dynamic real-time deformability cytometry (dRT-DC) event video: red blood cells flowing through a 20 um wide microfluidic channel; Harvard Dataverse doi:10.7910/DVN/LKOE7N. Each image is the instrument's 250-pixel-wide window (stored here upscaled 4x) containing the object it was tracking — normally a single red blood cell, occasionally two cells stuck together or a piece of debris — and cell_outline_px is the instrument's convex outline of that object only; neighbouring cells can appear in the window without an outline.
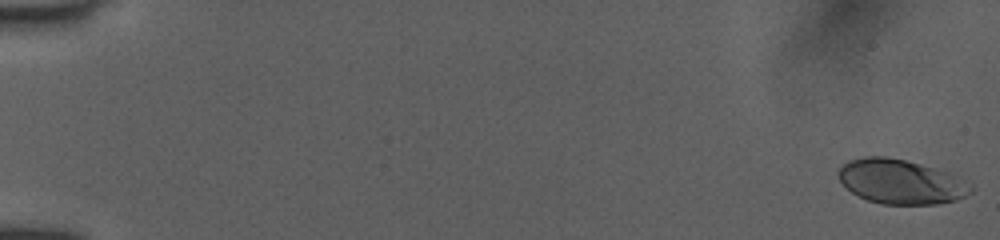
{"species": "human", "species_latin": "Homo sapiens", "temperature_condition": "room temperature", "stored_images_in_passage": 83, "camera_frame_rate_fps": 3000, "um_per_image_px": 0.085, "donor": {"sex": "female"}, "frame": {"image": 1, "passage_image": 1, "time_ms": 0.0, "image_size_px": [1000, 240], "cell_outline_px": [[976, 188], [972, 192], [956, 200], [936, 204], [884, 204], [868, 200], [852, 192], [840, 180], [836, 172], [848, 160], [864, 156], [884, 156], [904, 160], [920, 164], [948, 172], [972, 184]], "centroid_in_image_um": [76.59, 15.44], "position_along_channel_um": 8.4, "area_um2": 34.22}}
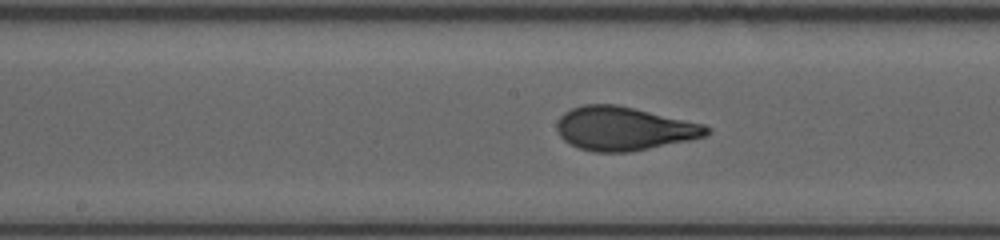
{"frame": {"image": 2, "passage_image": 42, "time_ms": 9.333, "image_size_px": [1000, 240], "cell_outline_px": [[712, 132], [708, 136], [632, 152], [592, 152], [580, 148], [564, 140], [560, 136], [556, 128], [556, 120], [564, 112], [572, 108], [584, 104], [616, 104], [704, 124], [712, 128]], "centroid_in_image_um": [53.04, 10.93], "position_along_channel_um": 195.2, "area_um2": 38.26}}
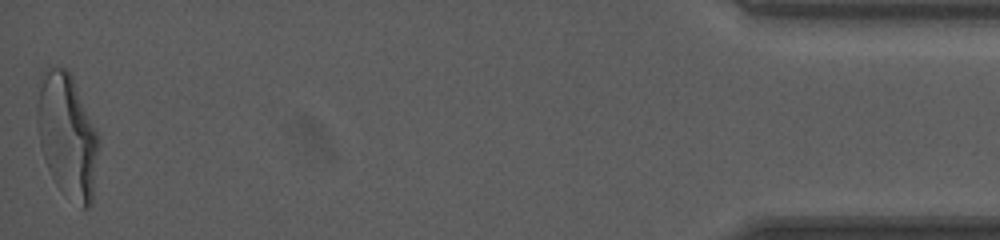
{"frame": {"image": 3, "passage_image": 82, "time_ms": 17.333, "image_size_px": [1000, 240], "cell_outline_px": [[96, 152], [92, 200], [88, 208], [80, 208], [56, 184], [48, 168], [40, 144], [36, 120], [36, 108], [44, 68], [64, 68], [72, 76], [96, 132]], "centroid_in_image_um": [5.67, 11.53], "position_along_channel_um": 429.5, "area_um2": 42.89}, "authors_computed_cell_mechanics": {"area_um2": 37.4544, "velocity_mm_per_s": 3.9698, "shape_relaxation_time_tau1_ms": 4.2443, "shape_relaxation_time_tau2_ms": null, "deformation_change_tau1": 0.1807, "deformation_change_tau2": null}}